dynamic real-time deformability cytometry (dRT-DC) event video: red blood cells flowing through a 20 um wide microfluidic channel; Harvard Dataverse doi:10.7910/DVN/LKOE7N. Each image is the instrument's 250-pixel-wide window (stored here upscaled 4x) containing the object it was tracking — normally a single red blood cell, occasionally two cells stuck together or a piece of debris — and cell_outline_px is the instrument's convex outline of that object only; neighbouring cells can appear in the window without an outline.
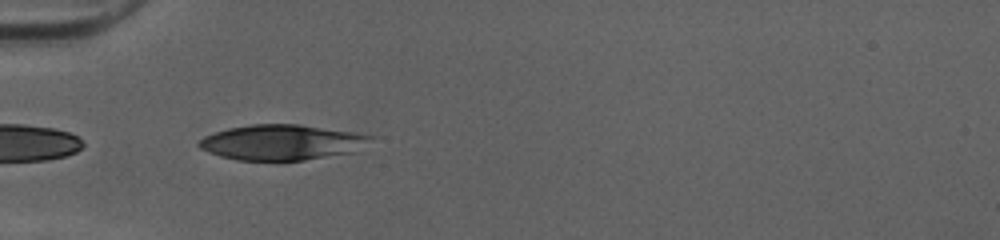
{"species": "human", "species_latin": "Homo sapiens", "temperature_condition": "cold", "stored_images_in_passage": 35, "camera_frame_rate_fps": 3000, "um_per_image_px": 0.085, "donor": {"sex": "female"}, "frame": {"image": 1, "passage_image": 1, "time_ms": 0.0, "image_size_px": [1000, 240], "cell_outline_px": [[380, 136], [352, 152], [304, 160], [236, 160], [220, 156], [208, 152], [200, 148], [196, 144], [204, 136], [228, 128], [252, 124], [300, 124], [356, 132]], "centroid_in_image_um": [23.99, 12.08], "position_along_channel_um": 61.0, "area_um2": 35.49}}
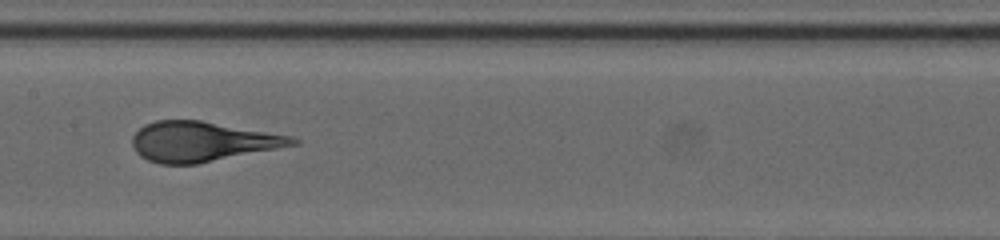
{"frame": {"image": 2, "passage_image": 11, "time_ms": 3.333, "image_size_px": [1000, 240], "cell_outline_px": [[300, 144], [196, 164], [160, 164], [148, 160], [140, 156], [136, 152], [132, 144], [132, 136], [144, 124], [156, 120], [200, 120], [292, 136], [300, 140]], "centroid_in_image_um": [17.18, 12.03], "position_along_channel_um": 190.2, "area_um2": 37.22}}
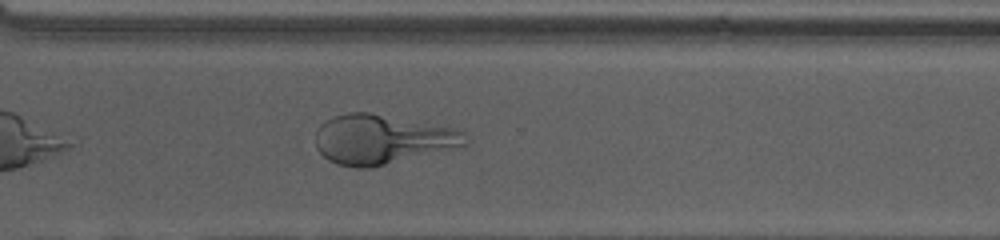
{"frame": {"image": 3, "passage_image": 22, "time_ms": 7.0, "image_size_px": [1000, 240], "cell_outline_px": [[468, 144], [464, 148], [372, 168], [356, 168], [336, 164], [328, 160], [316, 148], [316, 132], [320, 124], [332, 116], [348, 112], [368, 112], [464, 128]], "centroid_in_image_um": [32.6, 11.85], "position_along_channel_um": 338.0, "area_um2": 44.74}}